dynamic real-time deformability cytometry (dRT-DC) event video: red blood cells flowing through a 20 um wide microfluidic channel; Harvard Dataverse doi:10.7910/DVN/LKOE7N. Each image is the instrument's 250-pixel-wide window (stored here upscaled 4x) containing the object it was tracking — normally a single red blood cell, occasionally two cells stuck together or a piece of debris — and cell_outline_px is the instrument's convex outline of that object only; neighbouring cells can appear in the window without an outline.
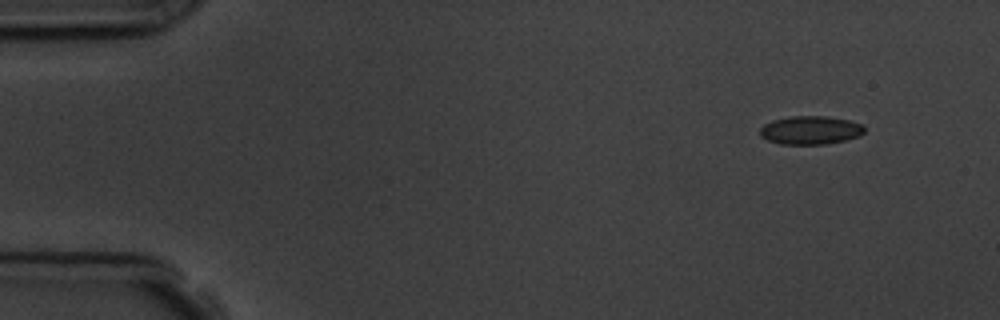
{"species": "common noctule bat (a hibernating species)", "species_latin": "Nyctalus noctula", "temperature_condition": "room temperature", "stored_images_in_passage": 6, "camera_frame_rate_fps": 3000, "um_per_image_px": 0.085, "animal": {"sex": "male", "body_mass_g": 19.5, "forearm_length_mm": 54.6}, "frame": {"image": 1, "passage_image": 1, "time_ms": 0.0, "image_size_px": [1000, 320], "cell_outline_px": [[864, 132], [860, 136], [828, 144], [780, 144], [768, 140], [760, 136], [760, 128], [764, 124], [772, 120], [792, 116], [828, 116], [848, 120], [864, 124]], "centroid_in_image_um": [68.9, 11.06], "position_along_channel_um": 16.1, "area_um2": 17.4}}
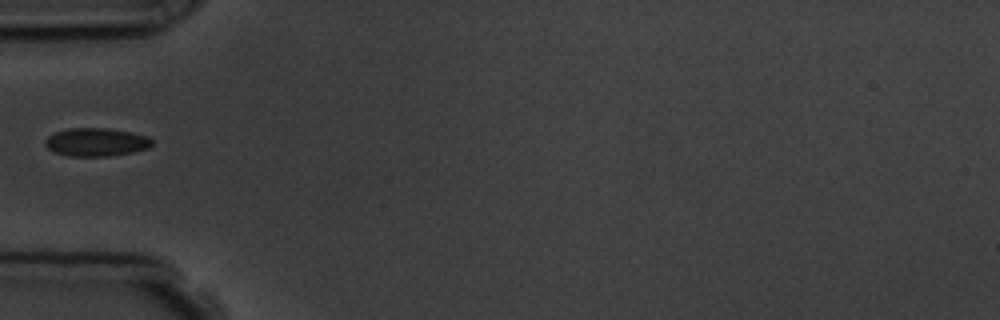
{"frame": {"image": 2, "passage_image": 4, "time_ms": 4.333, "image_size_px": [1000, 320], "cell_outline_px": [[152, 144], [148, 148], [132, 152], [108, 156], [68, 156], [56, 152], [48, 148], [44, 144], [44, 140], [48, 136], [56, 132], [68, 128], [108, 128], [132, 132], [148, 136], [152, 140]], "centroid_in_image_um": [8.17, 12.07], "position_along_channel_um": 76.8, "area_um2": 17.57}}